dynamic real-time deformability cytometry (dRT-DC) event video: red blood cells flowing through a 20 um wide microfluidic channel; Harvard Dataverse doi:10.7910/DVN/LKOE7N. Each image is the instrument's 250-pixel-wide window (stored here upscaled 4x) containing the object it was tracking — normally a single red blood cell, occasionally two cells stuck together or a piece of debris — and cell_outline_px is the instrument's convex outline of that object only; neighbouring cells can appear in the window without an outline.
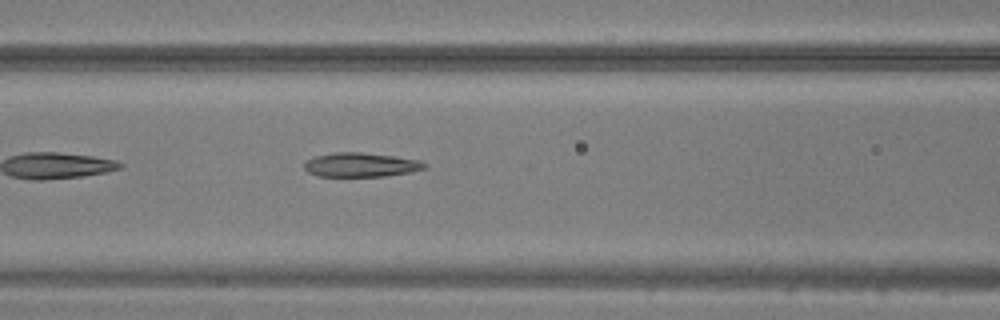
{"species": "common noctule bat (a hibernating species)", "species_latin": "Nyctalus noctula", "temperature_condition": "warm", "stored_images_in_passage": 28, "camera_frame_rate_fps": 3000, "um_per_image_px": 0.085, "animal": {"sex": "male", "body_mass_g": 20.5, "forearm_length_mm": 52.5}, "frame": {"image": 1, "passage_image": 7, "time_ms": 2.0, "image_size_px": [1000, 320], "cell_outline_px": [[428, 168], [412, 172], [384, 176], [320, 176], [308, 172], [304, 168], [304, 164], [308, 160], [316, 156], [332, 152], [360, 152], [392, 156], [420, 160], [428, 164]], "centroid_in_image_um": [30.72, 14.01], "position_along_channel_um": 135.9, "area_um2": 16.94}}
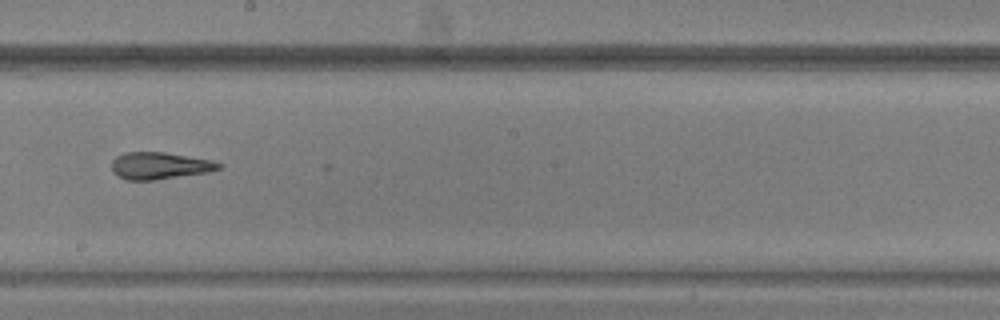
{"frame": {"image": 2, "passage_image": 14, "time_ms": 4.333, "image_size_px": [1000, 320], "cell_outline_px": [[224, 164], [220, 168], [208, 172], [156, 180], [124, 180], [116, 176], [112, 172], [112, 160], [116, 156], [124, 152], [164, 152], [212, 160]], "centroid_in_image_um": [13.54, 14.09], "position_along_channel_um": 234.7, "area_um2": 17.05}}
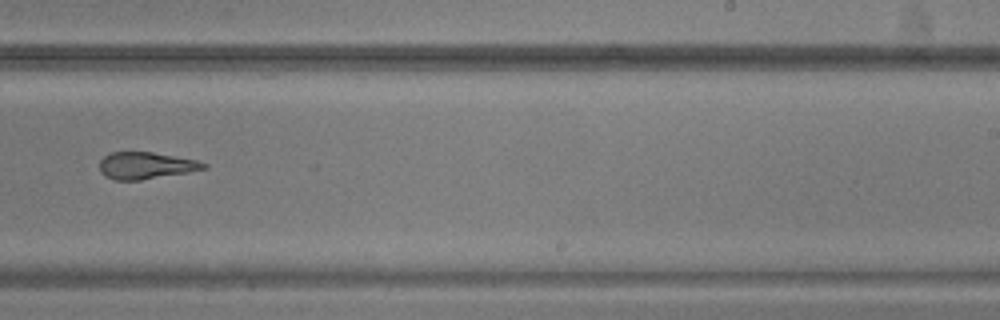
{"frame": {"image": 3, "passage_image": 17, "time_ms": 5.333, "image_size_px": [1000, 320], "cell_outline_px": [[208, 168], [188, 172], [140, 180], [116, 180], [104, 176], [100, 172], [100, 160], [104, 156], [112, 152], [152, 152], [196, 160], [208, 164]], "centroid_in_image_um": [12.39, 14.07], "position_along_channel_um": 276.6, "area_um2": 16.24}}